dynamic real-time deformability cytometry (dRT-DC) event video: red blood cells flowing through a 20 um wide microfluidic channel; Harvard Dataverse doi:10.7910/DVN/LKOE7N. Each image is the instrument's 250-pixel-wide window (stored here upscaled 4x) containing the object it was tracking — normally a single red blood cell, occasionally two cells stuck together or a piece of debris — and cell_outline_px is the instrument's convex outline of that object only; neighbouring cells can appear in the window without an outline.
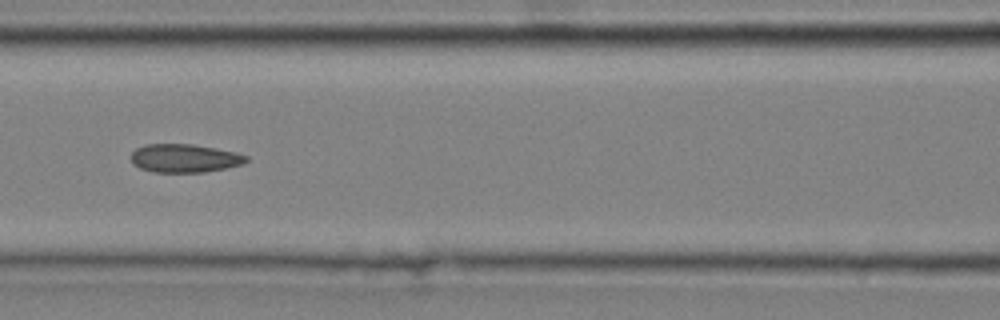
{"species": "common noctule bat (a hibernating species)", "species_latin": "Nyctalus noctula", "temperature_condition": "cold", "stored_images_in_passage": 9, "camera_frame_rate_fps": 3000, "um_per_image_px": 0.085, "animal": {"sex": "male", "body_mass_g": 20.4}, "frame": {"image": 1, "passage_image": 6, "time_ms": 1.667, "image_size_px": [1000, 320], "cell_outline_px": [[248, 160], [244, 164], [204, 172], [152, 172], [140, 168], [132, 164], [132, 152], [136, 148], [144, 144], [192, 144], [216, 148], [236, 152], [248, 156]], "centroid_in_image_um": [15.69, 13.44], "position_along_channel_um": 150.9, "area_um2": 19.13}}
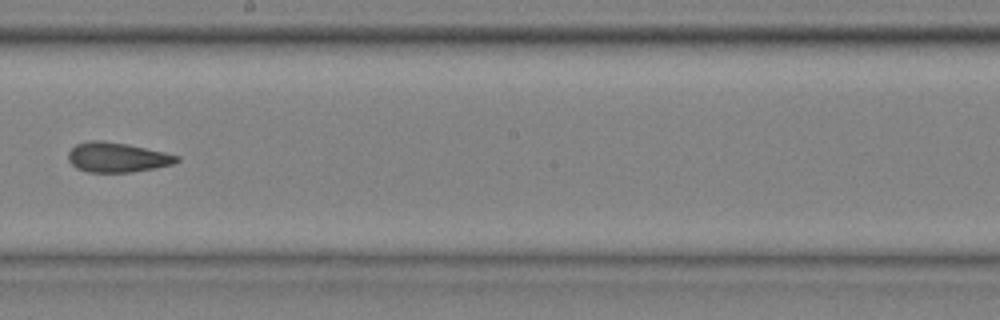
{"frame": {"image": 2, "passage_image": 8, "time_ms": 2.333, "image_size_px": [1000, 320], "cell_outline_px": [[180, 160], [172, 164], [156, 168], [132, 172], [88, 172], [76, 168], [68, 160], [68, 152], [76, 144], [92, 140], [104, 140], [128, 144], [164, 152], [180, 156]], "centroid_in_image_um": [9.96, 13.37], "position_along_channel_um": 238.2, "area_um2": 18.9}}
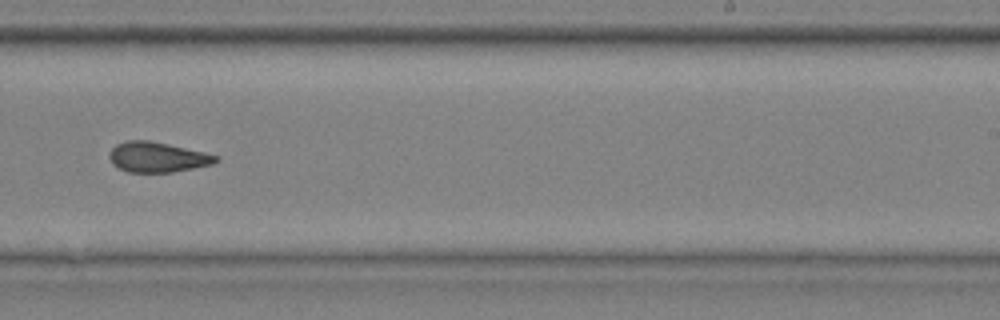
{"frame": {"image": 3, "passage_image": 9, "time_ms": 2.667, "image_size_px": [1000, 320], "cell_outline_px": [[220, 160], [212, 164], [172, 172], [128, 172], [112, 164], [108, 156], [108, 152], [116, 144], [128, 140], [148, 140], [168, 144], [204, 152], [220, 156]], "centroid_in_image_um": [13.36, 13.35], "position_along_channel_um": 275.6, "area_um2": 18.73}}